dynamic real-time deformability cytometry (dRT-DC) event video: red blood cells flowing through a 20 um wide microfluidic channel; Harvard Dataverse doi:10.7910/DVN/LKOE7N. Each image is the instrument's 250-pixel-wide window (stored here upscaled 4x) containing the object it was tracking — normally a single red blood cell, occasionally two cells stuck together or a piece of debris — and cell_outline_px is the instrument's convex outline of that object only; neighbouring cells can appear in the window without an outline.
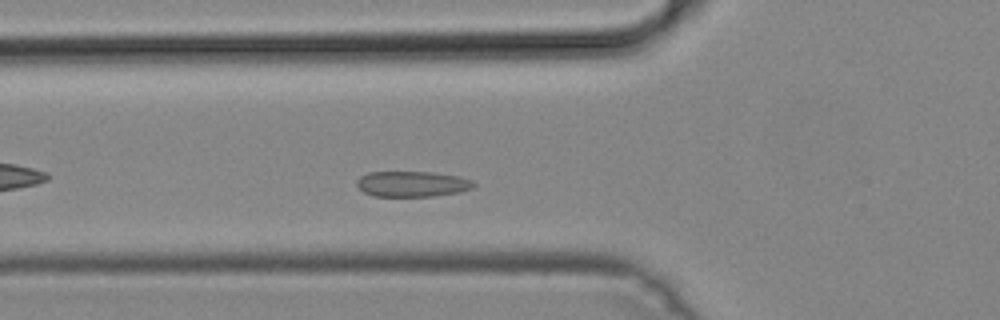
{"species": "common noctule bat (a hibernating species)", "species_latin": "Nyctalus noctula", "temperature_condition": "cold", "stored_images_in_passage": 41, "camera_frame_rate_fps": 3000, "um_per_image_px": 0.085, "animal": {"sex": "male", "body_mass_g": 19.2, "forearm_length_mm": 51.8}, "frame": {"image": 1, "passage_image": 8, "time_ms": 2.333, "image_size_px": [1000, 320], "cell_outline_px": [[476, 184], [472, 188], [460, 192], [432, 196], [372, 196], [364, 192], [356, 184], [356, 180], [360, 176], [368, 172], [432, 172], [460, 176], [472, 180]], "centroid_in_image_um": [35.04, 15.63], "position_along_channel_um": 90.8, "area_um2": 17.51}}
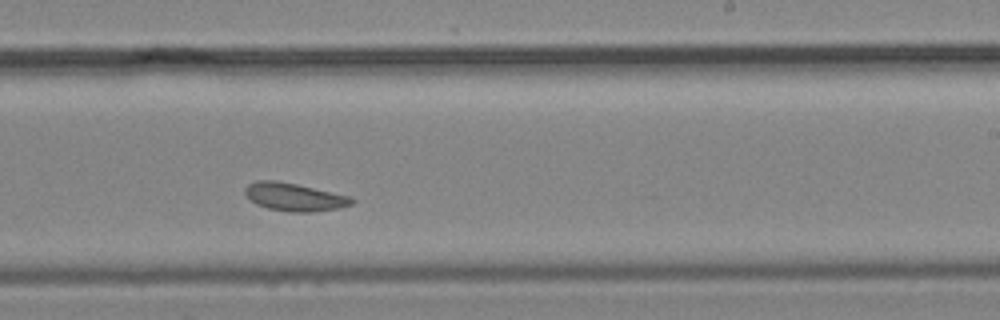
{"frame": {"image": 2, "passage_image": 21, "time_ms": 6.667, "image_size_px": [1000, 320], "cell_outline_px": [[356, 200], [352, 204], [340, 208], [312, 212], [288, 212], [268, 208], [256, 204], [244, 192], [244, 188], [248, 184], [256, 180], [276, 180], [296, 184], [352, 196]], "centroid_in_image_um": [25.05, 16.74], "position_along_channel_um": 264.0, "area_um2": 17.51}}
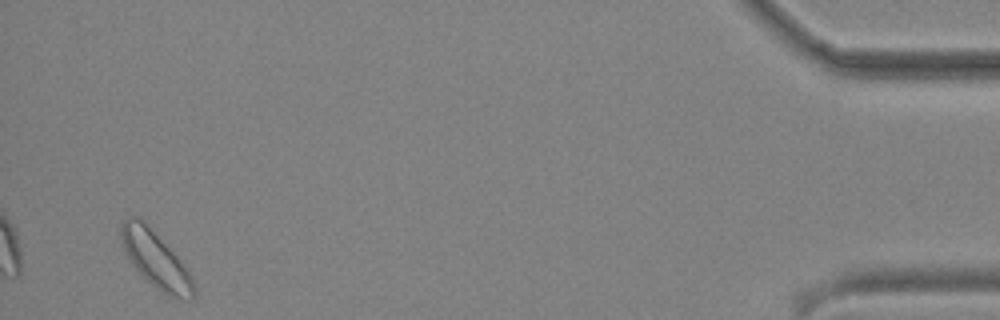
{"frame": {"image": 3, "passage_image": 39, "time_ms": 12.667, "image_size_px": [1000, 320], "cell_outline_px": [[196, 296], [192, 300], [176, 300], [160, 292], [144, 280], [140, 276], [128, 260], [124, 252], [120, 240], [120, 224], [128, 216], [136, 216], [144, 220], [188, 268], [192, 276], [196, 288]], "centroid_in_image_um": [13.24, 22.12], "position_along_channel_um": 422.0, "area_um2": 24.97}}